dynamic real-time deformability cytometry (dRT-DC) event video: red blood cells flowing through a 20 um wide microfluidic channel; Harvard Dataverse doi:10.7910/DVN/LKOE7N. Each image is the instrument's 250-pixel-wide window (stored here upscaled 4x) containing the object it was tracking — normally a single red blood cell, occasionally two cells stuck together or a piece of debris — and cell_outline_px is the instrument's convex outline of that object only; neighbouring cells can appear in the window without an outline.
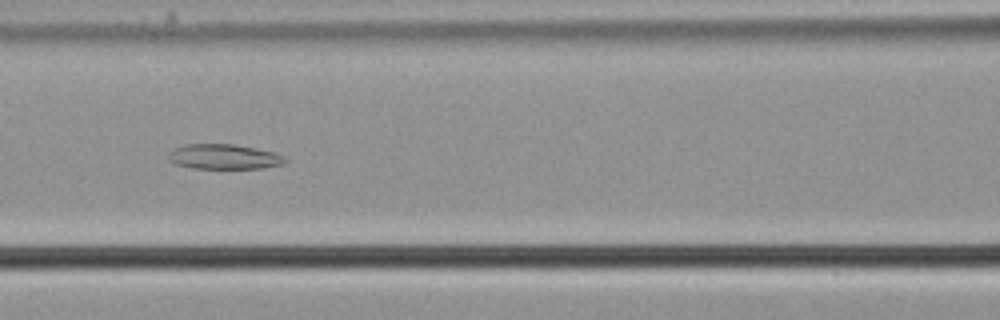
{"species": "common noctule bat (a hibernating species)", "species_latin": "Nyctalus noctula", "temperature_condition": "cold", "stored_images_in_passage": 57, "camera_frame_rate_fps": 3000, "um_per_image_px": 0.085, "animal": {"sex": "male", "body_mass_g": 21.5, "forearm_length_mm": 52.0}, "frame": {"image": 1, "passage_image": 26, "time_ms": 8.333, "image_size_px": [1000, 320], "cell_outline_px": [[288, 160], [284, 164], [264, 168], [192, 168], [176, 164], [168, 160], [168, 152], [172, 148], [184, 144], [232, 144], [256, 148], [276, 152], [284, 156]], "centroid_in_image_um": [19.04, 13.31], "position_along_channel_um": 147.6, "area_um2": 17.22}}
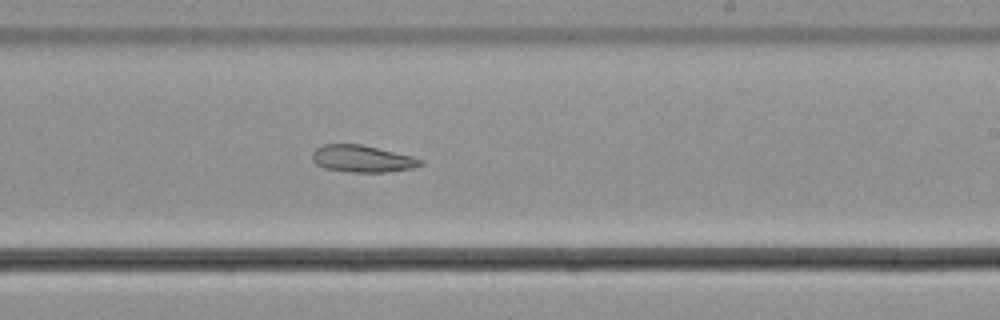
{"frame": {"image": 2, "passage_image": 35, "time_ms": 11.333, "image_size_px": [1000, 320], "cell_outline_px": [[424, 164], [412, 168], [384, 172], [348, 172], [324, 168], [316, 164], [312, 160], [312, 152], [316, 148], [324, 144], [360, 144], [412, 156], [424, 160]], "centroid_in_image_um": [30.77, 13.49], "position_along_channel_um": 258.2, "area_um2": 16.99}}
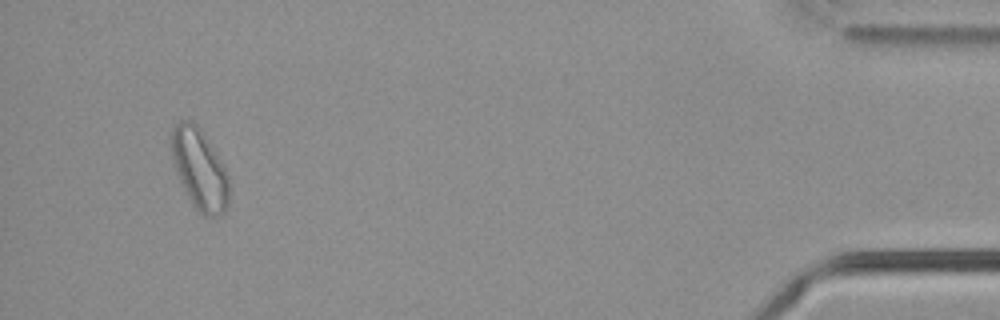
{"frame": {"image": 3, "passage_image": 54, "time_ms": 17.667, "image_size_px": [1000, 320], "cell_outline_px": [[228, 204], [224, 212], [220, 216], [204, 216], [192, 204], [180, 180], [172, 156], [172, 124], [180, 120], [192, 120], [204, 132], [216, 152], [228, 176]], "centroid_in_image_um": [16.97, 14.35], "position_along_channel_um": 418.2, "area_um2": 26.82}}